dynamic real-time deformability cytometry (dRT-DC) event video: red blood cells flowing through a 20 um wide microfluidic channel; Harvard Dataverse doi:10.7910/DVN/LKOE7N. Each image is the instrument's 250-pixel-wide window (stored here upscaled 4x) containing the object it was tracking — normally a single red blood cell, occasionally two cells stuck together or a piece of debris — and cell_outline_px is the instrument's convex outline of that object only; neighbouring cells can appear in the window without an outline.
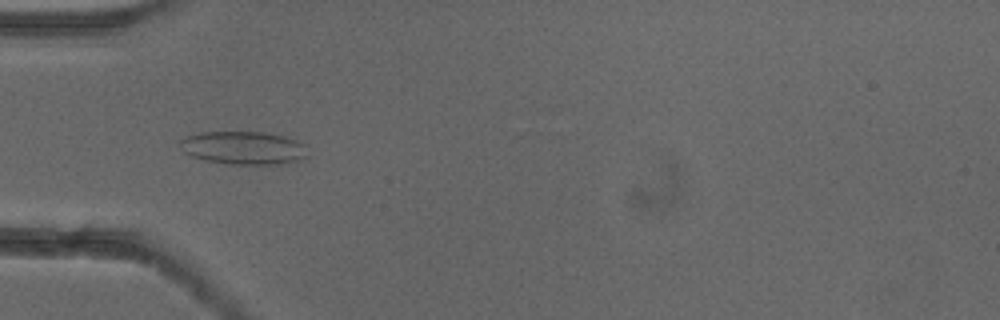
{"species": "common noctule bat (a hibernating species)", "species_latin": "Nyctalus noctula", "temperature_condition": "cold", "stored_images_in_passage": 52, "camera_frame_rate_fps": 3000, "um_per_image_px": 0.085, "animal": {"sex": "female"}, "frame": {"image": 1, "passage_image": 16, "time_ms": 5.0, "image_size_px": [1000, 320], "cell_outline_px": [[304, 156], [296, 164], [224, 164], [204, 160], [192, 156], [184, 152], [176, 144], [180, 140], [188, 136], [200, 132], [268, 132], [284, 136], [296, 140], [304, 144]], "centroid_in_image_um": [20.67, 12.58], "position_along_channel_um": 64.3, "area_um2": 24.91}}
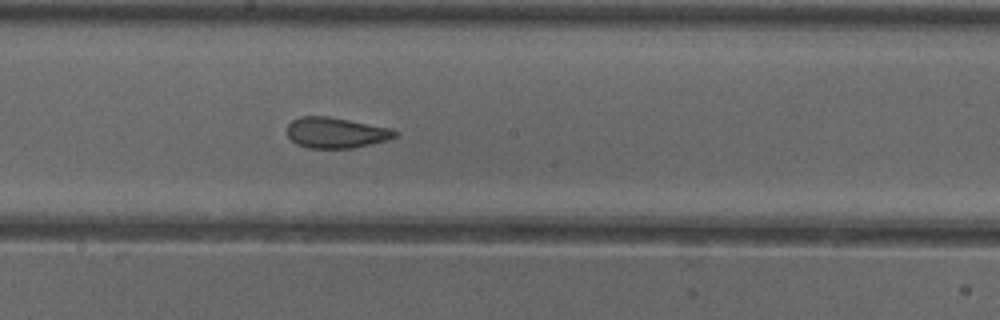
{"frame": {"image": 2, "passage_image": 28, "time_ms": 9.0, "image_size_px": [1000, 320], "cell_outline_px": [[400, 132], [396, 136], [388, 140], [352, 148], [308, 148], [296, 144], [288, 136], [288, 124], [292, 120], [300, 116], [328, 116], [392, 128]], "centroid_in_image_um": [28.57, 11.28], "position_along_channel_um": 219.6, "area_um2": 19.36}}
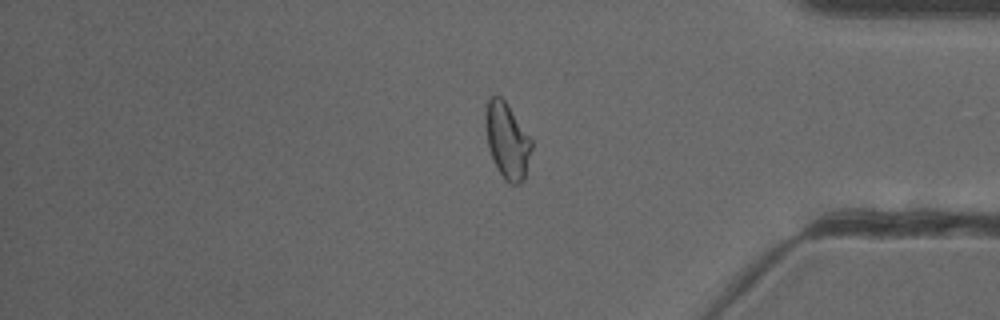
{"frame": {"image": 3, "passage_image": 43, "time_ms": 14.0, "image_size_px": [1000, 320], "cell_outline_px": [[532, 148], [524, 180], [516, 184], [508, 184], [504, 180], [492, 156], [488, 144], [484, 124], [484, 112], [488, 100], [496, 92], [508, 104], [532, 140]], "centroid_in_image_um": [43.1, 11.91], "position_along_channel_um": 392.1, "area_um2": 20.4}, "authors_computed_cell_mechanics": {"area_um2": 21.2415, "velocity_mm_per_s": 3.9073, "shape_relaxation_time_tau1_ms": null, "shape_relaxation_time_tau2_ms": 1.279, "deformation_change_tau1": null, "deformation_change_tau2": 0.0836}}